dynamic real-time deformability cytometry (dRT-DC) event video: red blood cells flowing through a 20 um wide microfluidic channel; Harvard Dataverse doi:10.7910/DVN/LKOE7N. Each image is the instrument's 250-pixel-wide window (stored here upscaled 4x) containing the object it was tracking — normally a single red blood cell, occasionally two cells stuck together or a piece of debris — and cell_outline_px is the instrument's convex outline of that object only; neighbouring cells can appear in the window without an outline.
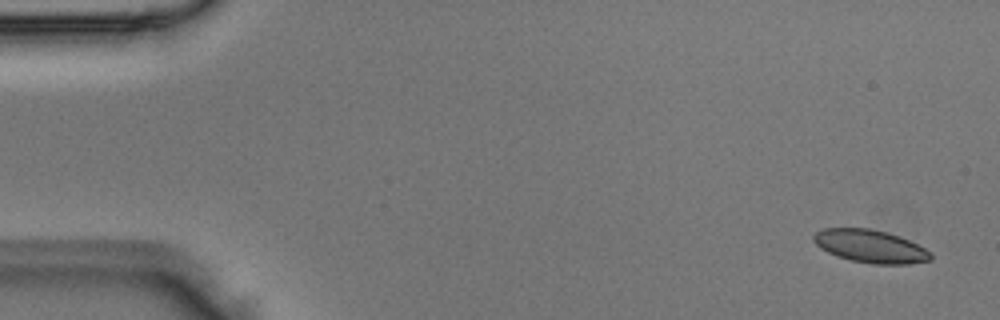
{"species": "Egyptian fruit bat (a non-hibernating species)", "species_latin": "Rousettus aegyptiacus", "temperature_condition": "room temperature", "stored_images_in_passage": 50, "camera_frame_rate_fps": 3000, "um_per_image_px": 0.085, "animal": {"sex": "male"}, "frame": {"image": 1, "passage_image": 1, "time_ms": 0.0, "image_size_px": [1000, 320], "cell_outline_px": [[932, 260], [908, 264], [872, 264], [852, 260], [836, 256], [820, 248], [812, 240], [812, 236], [816, 232], [824, 228], [868, 228], [888, 232], [900, 236], [932, 252]], "centroid_in_image_um": [73.98, 20.93], "position_along_channel_um": 11.0, "area_um2": 22.54}}
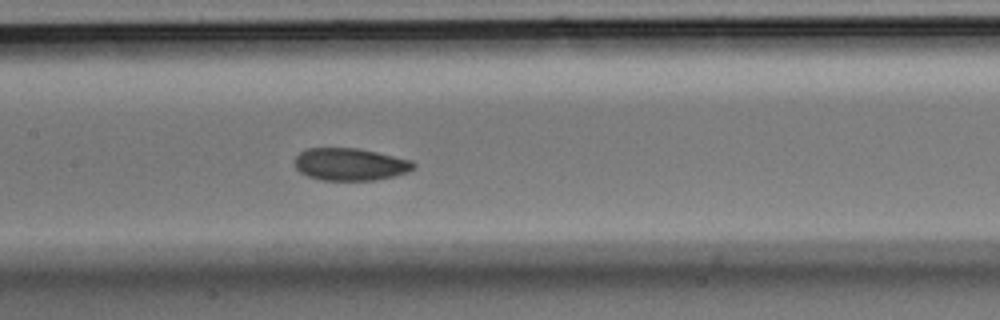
{"frame": {"image": 2, "passage_image": 23, "time_ms": 7.333, "image_size_px": [1000, 320], "cell_outline_px": [[416, 168], [408, 172], [376, 180], [320, 180], [308, 176], [300, 172], [296, 168], [296, 156], [304, 148], [356, 148], [376, 152], [412, 160], [416, 164]], "centroid_in_image_um": [29.78, 13.96], "position_along_channel_um": 177.6, "area_um2": 22.43}}
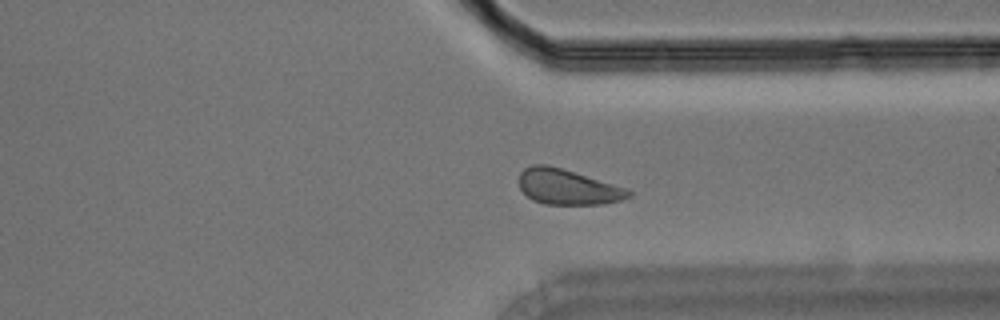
{"frame": {"image": 3, "passage_image": 37, "time_ms": 12.0, "image_size_px": [1000, 320], "cell_outline_px": [[632, 196], [620, 200], [604, 204], [544, 204], [532, 200], [520, 188], [520, 172], [524, 168], [532, 164], [548, 164], [628, 188], [632, 192]], "centroid_in_image_um": [48.26, 15.88], "position_along_channel_um": 363.1, "area_um2": 22.6}}